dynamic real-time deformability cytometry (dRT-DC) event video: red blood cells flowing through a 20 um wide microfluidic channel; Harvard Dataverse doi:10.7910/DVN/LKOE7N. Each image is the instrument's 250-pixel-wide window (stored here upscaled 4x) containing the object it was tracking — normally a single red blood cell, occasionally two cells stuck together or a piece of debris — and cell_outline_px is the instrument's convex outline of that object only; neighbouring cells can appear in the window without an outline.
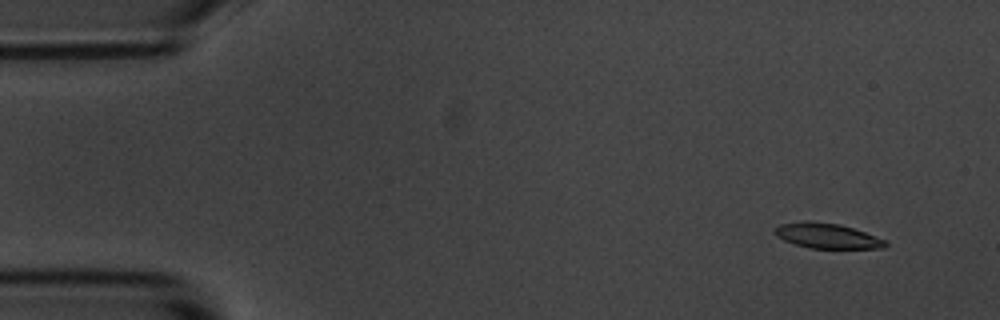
{"species": "common noctule bat (a hibernating species)", "species_latin": "Nyctalus noctula", "temperature_condition": "room temperature", "stored_images_in_passage": 52, "camera_frame_rate_fps": 3000, "um_per_image_px": 0.085, "animal": {"sex": "male", "body_mass_g": 20.1, "forearm_length_mm": 53.5}, "frame": {"image": 1, "passage_image": 2, "time_ms": 0.333, "image_size_px": [1000, 320], "cell_outline_px": [[888, 244], [884, 248], [808, 248], [784, 240], [776, 236], [772, 232], [780, 224], [804, 220], [808, 220], [840, 224], [888, 240]], "centroid_in_image_um": [70.3, 20.03], "position_along_channel_um": 14.7, "area_um2": 16.3}}
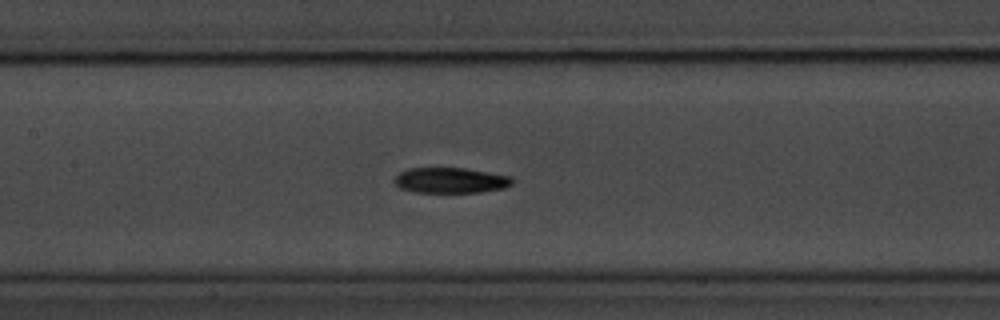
{"frame": {"image": 2, "passage_image": 23, "time_ms": 7.333, "image_size_px": [1000, 320], "cell_outline_px": [[512, 184], [504, 188], [480, 192], [416, 192], [400, 188], [392, 180], [400, 172], [408, 168], [464, 168], [512, 176]], "centroid_in_image_um": [38.29, 15.32], "position_along_channel_um": 169.1, "area_um2": 17.46}}
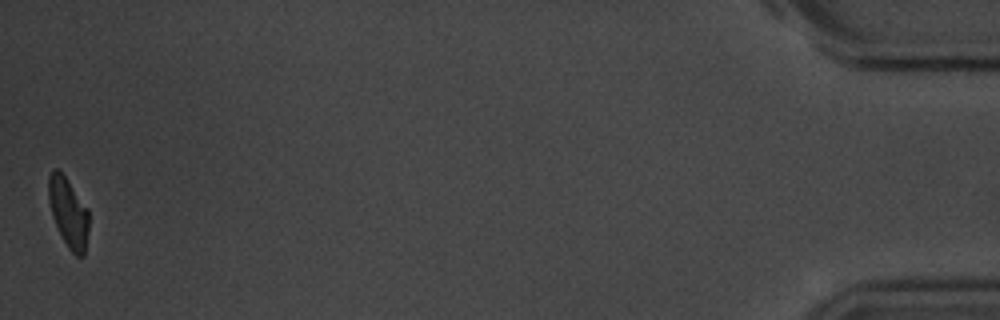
{"frame": {"image": 3, "passage_image": 52, "time_ms": 17.0, "image_size_px": [1000, 320], "cell_outline_px": [[88, 232], [84, 256], [76, 256], [68, 248], [52, 216], [48, 200], [48, 176], [56, 168], [64, 176], [88, 208]], "centroid_in_image_um": [5.81, 18.08], "position_along_channel_um": 429.4, "area_um2": 16.07}, "authors_computed_cell_mechanics": {"area_um2": 17.7446, "velocity_mm_per_s": 3.6769, "shape_relaxation_time_tau1_ms": 2.7527, "shape_relaxation_time_tau2_ms": null, "deformation_change_tau1": 0.1487, "deformation_change_tau2": null}}